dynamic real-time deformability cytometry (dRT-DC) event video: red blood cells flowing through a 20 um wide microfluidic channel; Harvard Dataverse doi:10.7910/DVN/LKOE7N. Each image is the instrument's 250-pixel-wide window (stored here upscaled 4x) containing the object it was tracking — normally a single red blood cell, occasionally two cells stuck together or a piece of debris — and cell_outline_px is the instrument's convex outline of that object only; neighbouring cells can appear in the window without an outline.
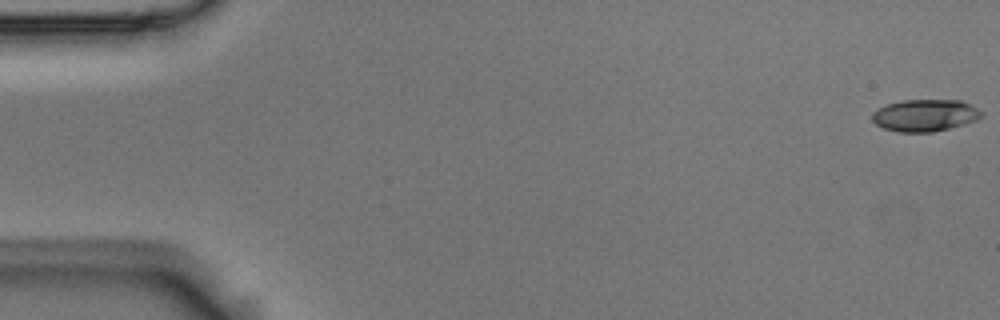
{"species": "Egyptian fruit bat (a non-hibernating species)", "species_latin": "Rousettus aegyptiacus", "temperature_condition": "room temperature", "stored_images_in_passage": 37, "camera_frame_rate_fps": 3000, "um_per_image_px": 0.085, "animal": {"sex": "male"}, "frame": {"image": 1, "passage_image": 1, "time_ms": 0.0, "image_size_px": [1000, 320], "cell_outline_px": [[984, 116], [976, 120], [948, 128], [932, 132], [900, 132], [884, 128], [876, 124], [872, 120], [872, 112], [888, 104], [900, 100], [960, 100], [984, 112]], "centroid_in_image_um": [78.62, 9.8], "position_along_channel_um": 6.4, "area_um2": 20.23}}
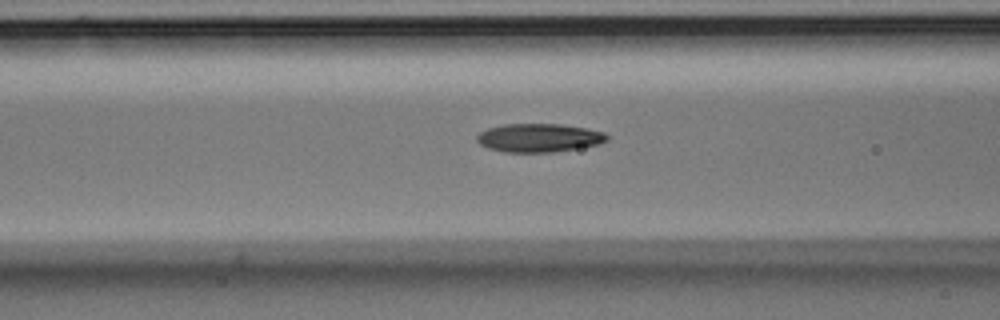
{"frame": {"image": 2, "passage_image": 22, "time_ms": 7.0, "image_size_px": [1000, 320], "cell_outline_px": [[608, 140], [600, 144], [552, 152], [504, 152], [488, 148], [480, 144], [476, 140], [476, 136], [480, 132], [488, 128], [504, 124], [560, 124], [584, 128], [604, 132], [608, 136]], "centroid_in_image_um": [45.79, 11.71], "position_along_channel_um": 120.8, "area_um2": 21.5}}
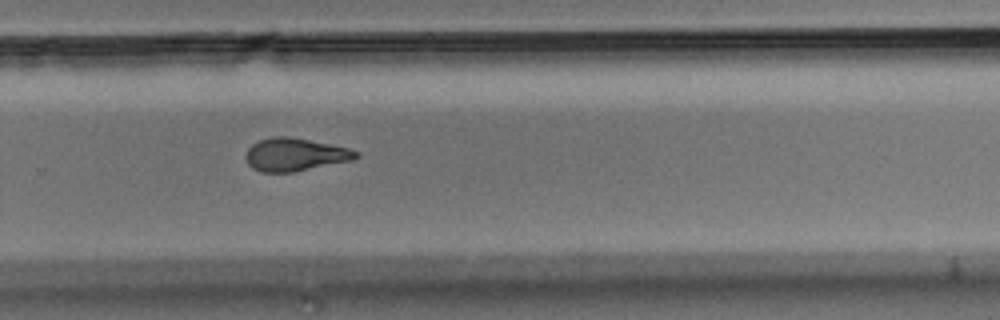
{"frame": {"image": 3, "passage_image": 37, "time_ms": 12.0, "image_size_px": [1000, 320], "cell_outline_px": [[360, 156], [352, 160], [292, 172], [260, 172], [252, 168], [248, 164], [244, 156], [248, 148], [252, 144], [260, 140], [272, 136], [288, 136], [348, 148], [356, 152]], "centroid_in_image_um": [25.01, 13.14], "position_along_channel_um": 304.8, "area_um2": 20.92}}